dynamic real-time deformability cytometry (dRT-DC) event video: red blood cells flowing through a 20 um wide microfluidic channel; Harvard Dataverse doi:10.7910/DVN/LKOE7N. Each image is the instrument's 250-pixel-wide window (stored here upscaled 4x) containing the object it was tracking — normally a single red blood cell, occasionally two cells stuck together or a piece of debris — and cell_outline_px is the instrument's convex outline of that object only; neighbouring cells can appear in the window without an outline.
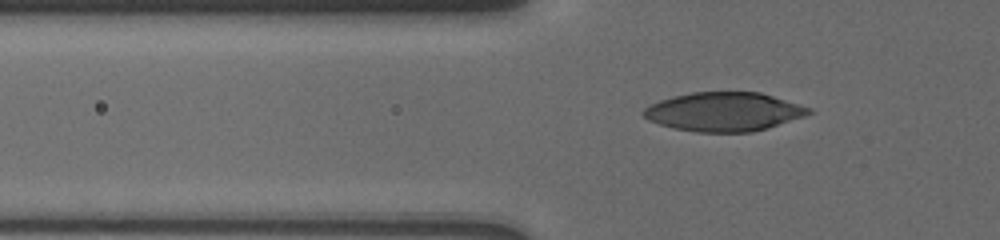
{"species": "human", "species_latin": "Homo sapiens", "temperature_condition": "cold", "stored_images_in_passage": 17, "camera_frame_rate_fps": 3000, "um_per_image_px": 0.085, "donor": {"sex": "male"}, "frame": {"image": 1, "passage_image": 17, "time_ms": 10.0, "image_size_px": [1000, 240], "cell_outline_px": [[812, 112], [804, 116], [768, 128], [752, 132], [696, 132], [672, 128], [648, 120], [640, 112], [644, 108], [660, 100], [672, 96], [692, 92], [760, 92], [812, 108]], "centroid_in_image_um": [61.51, 9.5], "position_along_channel_um": 64.3, "area_um2": 37.45}}